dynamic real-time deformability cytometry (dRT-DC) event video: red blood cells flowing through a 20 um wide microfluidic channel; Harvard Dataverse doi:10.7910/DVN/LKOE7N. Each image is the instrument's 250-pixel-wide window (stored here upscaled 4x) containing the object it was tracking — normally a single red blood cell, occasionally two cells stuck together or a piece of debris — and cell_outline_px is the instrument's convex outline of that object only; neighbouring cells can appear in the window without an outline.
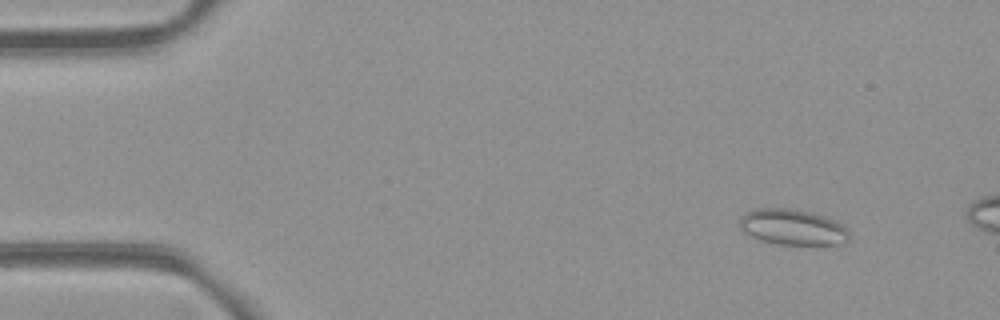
{"species": "common noctule bat (a hibernating species)", "species_latin": "Nyctalus noctula", "temperature_condition": "room temperature", "stored_images_in_passage": 55, "camera_frame_rate_fps": 3000, "um_per_image_px": 0.085, "animal": {"sex": "female", "body_mass_g": 21.9}, "frame": {"image": 1, "passage_image": 6, "time_ms": 1.667, "image_size_px": [1000, 320], "cell_outline_px": [[848, 240], [844, 244], [780, 244], [764, 240], [752, 236], [744, 232], [740, 228], [740, 216], [744, 212], [756, 208], [788, 208], [808, 212], [824, 216], [836, 220], [844, 224], [848, 232]], "centroid_in_image_um": [67.38, 19.29], "position_along_channel_um": 17.6, "area_um2": 22.72}}
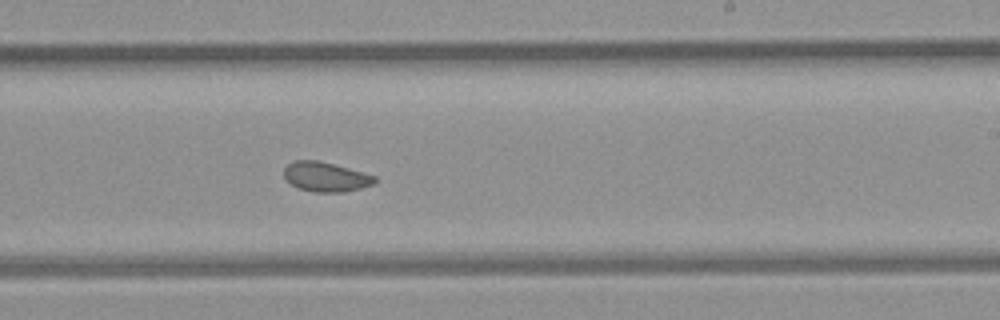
{"frame": {"image": 2, "passage_image": 33, "time_ms": 10.667, "image_size_px": [1000, 320], "cell_outline_px": [[376, 180], [372, 184], [360, 188], [344, 192], [312, 192], [300, 188], [292, 184], [284, 176], [284, 168], [288, 164], [296, 160], [320, 160], [376, 176]], "centroid_in_image_um": [27.68, 15.02], "position_along_channel_um": 261.3, "area_um2": 15.49}}
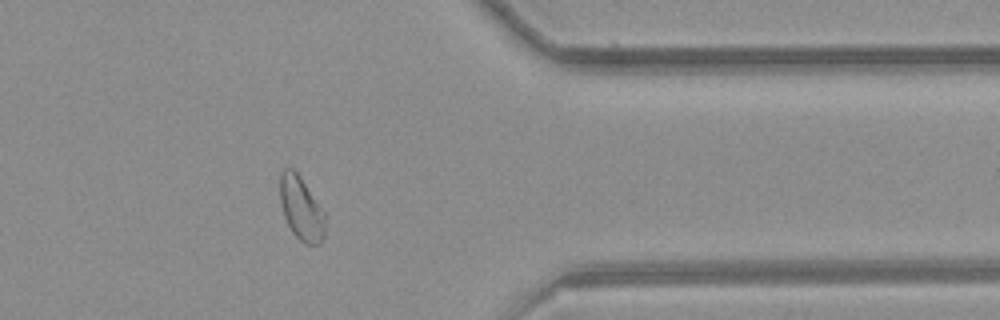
{"frame": {"image": 3, "passage_image": 44, "time_ms": 14.333, "image_size_px": [1000, 320], "cell_outline_px": [[328, 216], [324, 236], [320, 244], [304, 244], [292, 232], [284, 216], [280, 200], [280, 172], [284, 168], [292, 168], [300, 176]], "centroid_in_image_um": [25.64, 17.73], "position_along_channel_um": 385.8, "area_um2": 17.05}, "authors_computed_cell_mechanics": {"area_um2": 17.9758, "velocity_mm_per_s": 3.8498, "shape_relaxation_time_tau1_ms": null, "shape_relaxation_time_tau2_ms": 2.3831, "deformation_change_tau1": null, "deformation_change_tau2": 0.0499}}